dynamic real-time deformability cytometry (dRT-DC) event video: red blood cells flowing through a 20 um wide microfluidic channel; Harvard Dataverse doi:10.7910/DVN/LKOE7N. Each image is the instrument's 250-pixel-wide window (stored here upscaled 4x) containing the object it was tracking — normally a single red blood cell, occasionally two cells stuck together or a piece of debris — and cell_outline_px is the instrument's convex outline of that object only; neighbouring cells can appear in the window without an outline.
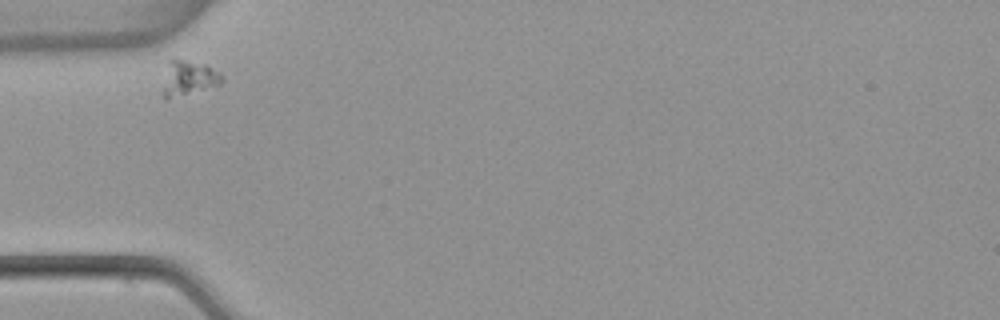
{"species": "common noctule bat (a hibernating species)", "species_latin": "Nyctalus noctula", "temperature_condition": "warm", "stored_images_in_passage": 1, "camera_frame_rate_fps": 3000, "um_per_image_px": 0.085, "animal": {"sex": "female", "body_mass_g": 22.7, "forearm_length_mm": 54.2}, "frame": {"image": 1, "passage_image": 1, "time_ms": 0.0, "image_size_px": [1000, 320], "cell_outline_px": [[224, 80], [220, 84], [168, 100], [164, 100], [160, 92], [168, 60], [184, 60], [208, 64], [220, 72], [224, 76]], "centroid_in_image_um": [15.99, 6.66], "position_along_channel_um": 69.0, "area_um2": 12.48}}